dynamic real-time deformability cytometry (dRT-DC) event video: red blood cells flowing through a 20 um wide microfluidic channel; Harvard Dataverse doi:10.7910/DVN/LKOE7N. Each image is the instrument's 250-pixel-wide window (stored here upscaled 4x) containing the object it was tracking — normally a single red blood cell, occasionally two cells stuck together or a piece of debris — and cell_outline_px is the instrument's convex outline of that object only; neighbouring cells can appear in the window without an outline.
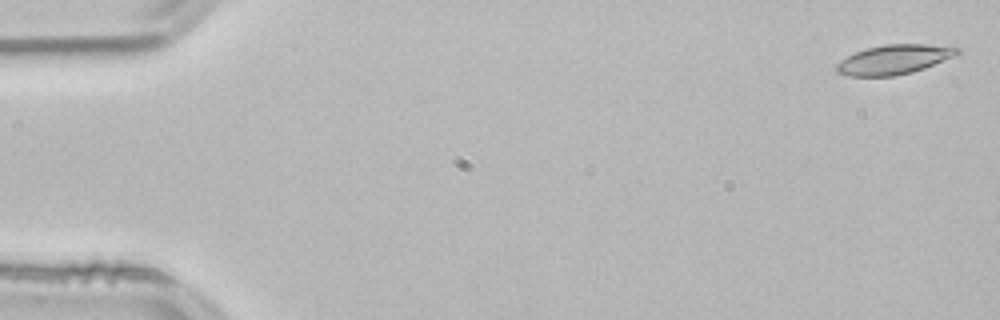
{"species": "common noctule bat (a hibernating species)", "species_latin": "Nyctalus noctula", "temperature_condition": "room temperature", "stored_images_in_passage": 53, "camera_frame_rate_fps": 3000, "um_per_image_px": 0.085, "animal": {"sex": "male", "body_mass_g": 21.5, "forearm_length_mm": 52.0}, "frame": {"image": 1, "passage_image": 1, "time_ms": 0.0, "image_size_px": [1000, 320], "cell_outline_px": [[960, 52], [952, 56], [924, 68], [912, 72], [896, 76], [848, 76], [836, 72], [836, 64], [840, 60], [856, 52], [868, 48], [884, 44], [956, 44], [960, 48]], "centroid_in_image_um": [76.04, 5.04], "position_along_channel_um": 9.0, "area_um2": 20.92}}
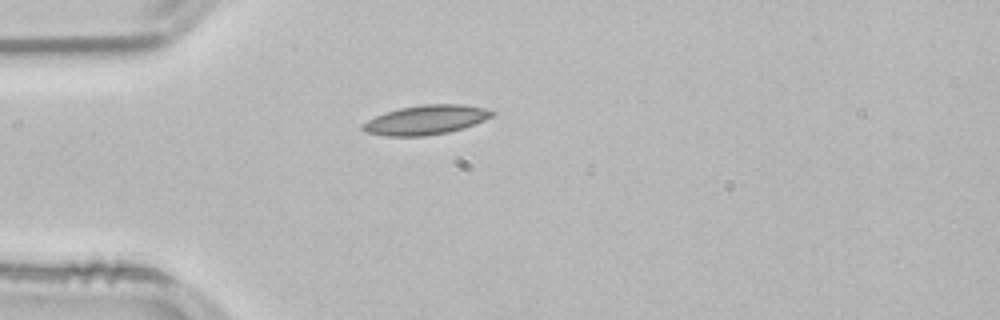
{"frame": {"image": 2, "passage_image": 14, "time_ms": 4.333, "image_size_px": [1000, 320], "cell_outline_px": [[496, 112], [492, 116], [484, 120], [464, 128], [448, 132], [424, 136], [384, 136], [364, 132], [360, 128], [360, 124], [384, 112], [400, 108], [424, 104], [460, 104], [484, 108]], "centroid_in_image_um": [36.15, 10.2], "position_along_channel_um": 48.8, "area_um2": 22.2}}
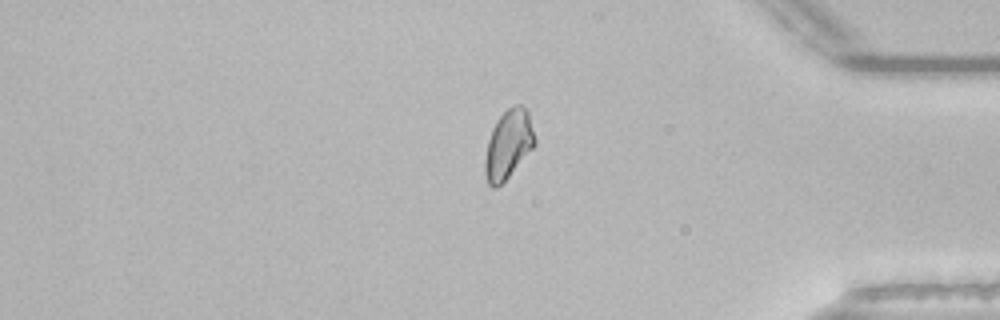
{"frame": {"image": 3, "passage_image": 44, "time_ms": 14.333, "image_size_px": [1000, 320], "cell_outline_px": [[536, 144], [508, 176], [496, 188], [492, 188], [488, 184], [484, 172], [484, 160], [488, 140], [492, 128], [496, 120], [508, 108], [516, 104], [520, 104], [528, 112], [536, 140]], "centroid_in_image_um": [43.19, 12.27], "position_along_channel_um": 392.0, "area_um2": 19.77}, "authors_computed_cell_mechanics": {"area_um2": 20.1144, "velocity_mm_per_s": 3.8211, "shape_relaxation_time_tau1_ms": 10.7185, "shape_relaxation_time_tau2_ms": 5.184, "deformation_change_tau1": 0.194, "deformation_change_tau2": 0.0991}}